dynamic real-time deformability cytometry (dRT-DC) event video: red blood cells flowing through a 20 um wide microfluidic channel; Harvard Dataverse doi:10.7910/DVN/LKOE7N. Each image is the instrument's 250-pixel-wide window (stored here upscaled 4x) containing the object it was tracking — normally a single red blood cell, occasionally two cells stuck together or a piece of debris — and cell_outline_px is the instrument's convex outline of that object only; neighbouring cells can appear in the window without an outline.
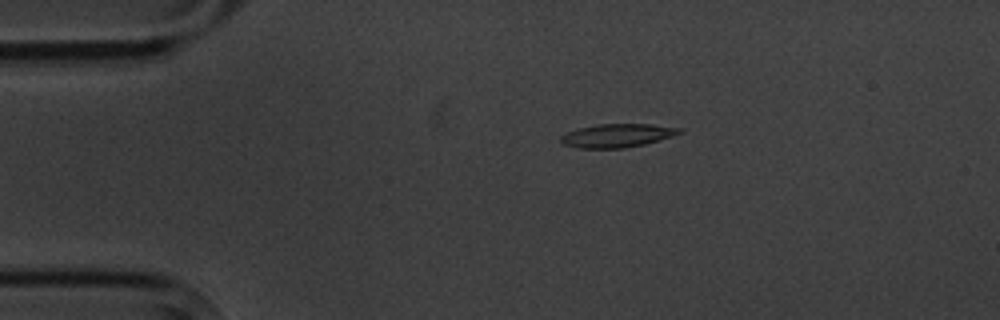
{"species": "common noctule bat (a hibernating species)", "species_latin": "Nyctalus noctula", "temperature_condition": "cold", "stored_images_in_passage": 3, "camera_frame_rate_fps": 3000, "um_per_image_px": 0.085, "animal": {"sex": "male", "body_mass_g": 20.1, "forearm_length_mm": 53.5}, "frame": {"image": 1, "passage_image": 1, "time_ms": 0.0, "image_size_px": [1000, 320], "cell_outline_px": [[684, 132], [672, 136], [644, 144], [624, 148], [576, 148], [564, 144], [560, 140], [560, 136], [568, 132], [580, 128], [596, 124], [652, 124], [684, 128]], "centroid_in_image_um": [52.5, 11.51], "position_along_channel_um": 32.5, "area_um2": 16.24}}
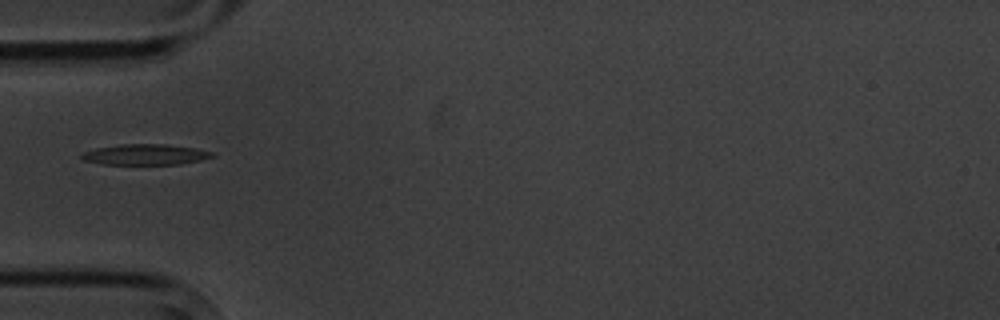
{"frame": {"image": 2, "passage_image": 3, "time_ms": 2.333, "image_size_px": [1000, 320], "cell_outline_px": [[216, 156], [200, 160], [180, 164], [100, 164], [84, 160], [80, 156], [84, 152], [96, 148], [120, 144], [164, 144], [196, 148], [212, 152]], "centroid_in_image_um": [12.36, 13.13], "position_along_channel_um": 72.6, "area_um2": 15.66}}